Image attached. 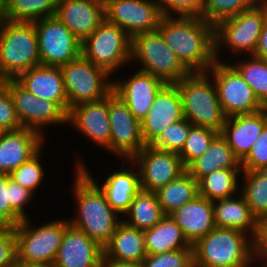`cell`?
I'll use <instances>...</instances> for the list:
<instances>
[{
  "mask_svg": "<svg viewBox=\"0 0 267 267\" xmlns=\"http://www.w3.org/2000/svg\"><path fill=\"white\" fill-rule=\"evenodd\" d=\"M157 30L191 72H206L215 63L214 25L203 18L163 16Z\"/></svg>",
  "mask_w": 267,
  "mask_h": 267,
  "instance_id": "1",
  "label": "cell"
},
{
  "mask_svg": "<svg viewBox=\"0 0 267 267\" xmlns=\"http://www.w3.org/2000/svg\"><path fill=\"white\" fill-rule=\"evenodd\" d=\"M73 170L71 191L76 210L69 222L103 248L122 218L112 209L101 189L80 168Z\"/></svg>",
  "mask_w": 267,
  "mask_h": 267,
  "instance_id": "2",
  "label": "cell"
},
{
  "mask_svg": "<svg viewBox=\"0 0 267 267\" xmlns=\"http://www.w3.org/2000/svg\"><path fill=\"white\" fill-rule=\"evenodd\" d=\"M193 249V267H256L252 238L236 229L215 227Z\"/></svg>",
  "mask_w": 267,
  "mask_h": 267,
  "instance_id": "3",
  "label": "cell"
},
{
  "mask_svg": "<svg viewBox=\"0 0 267 267\" xmlns=\"http://www.w3.org/2000/svg\"><path fill=\"white\" fill-rule=\"evenodd\" d=\"M266 20L267 0H260L251 9L219 21L214 26L215 59L226 62L224 55L222 58V53H225L226 49L228 55L233 52V58L243 54L254 55Z\"/></svg>",
  "mask_w": 267,
  "mask_h": 267,
  "instance_id": "4",
  "label": "cell"
},
{
  "mask_svg": "<svg viewBox=\"0 0 267 267\" xmlns=\"http://www.w3.org/2000/svg\"><path fill=\"white\" fill-rule=\"evenodd\" d=\"M182 100L184 118L195 126L221 133L225 123L215 82L206 72H191L175 83Z\"/></svg>",
  "mask_w": 267,
  "mask_h": 267,
  "instance_id": "5",
  "label": "cell"
},
{
  "mask_svg": "<svg viewBox=\"0 0 267 267\" xmlns=\"http://www.w3.org/2000/svg\"><path fill=\"white\" fill-rule=\"evenodd\" d=\"M41 65L38 37L33 22L4 20L0 23V81L16 79Z\"/></svg>",
  "mask_w": 267,
  "mask_h": 267,
  "instance_id": "6",
  "label": "cell"
},
{
  "mask_svg": "<svg viewBox=\"0 0 267 267\" xmlns=\"http://www.w3.org/2000/svg\"><path fill=\"white\" fill-rule=\"evenodd\" d=\"M131 63H138V70L150 73L166 84H175L191 73L158 30L139 33L132 38Z\"/></svg>",
  "mask_w": 267,
  "mask_h": 267,
  "instance_id": "7",
  "label": "cell"
},
{
  "mask_svg": "<svg viewBox=\"0 0 267 267\" xmlns=\"http://www.w3.org/2000/svg\"><path fill=\"white\" fill-rule=\"evenodd\" d=\"M33 224L31 218L23 219L15 226L17 237L18 262L54 263L58 249L62 243L69 219L46 221Z\"/></svg>",
  "mask_w": 267,
  "mask_h": 267,
  "instance_id": "8",
  "label": "cell"
},
{
  "mask_svg": "<svg viewBox=\"0 0 267 267\" xmlns=\"http://www.w3.org/2000/svg\"><path fill=\"white\" fill-rule=\"evenodd\" d=\"M131 46L132 38L123 29L104 19L82 42V54L96 67L114 76L125 65L131 66Z\"/></svg>",
  "mask_w": 267,
  "mask_h": 267,
  "instance_id": "9",
  "label": "cell"
},
{
  "mask_svg": "<svg viewBox=\"0 0 267 267\" xmlns=\"http://www.w3.org/2000/svg\"><path fill=\"white\" fill-rule=\"evenodd\" d=\"M69 110L105 98L113 91V77L83 54L60 66ZM112 77V78H111Z\"/></svg>",
  "mask_w": 267,
  "mask_h": 267,
  "instance_id": "10",
  "label": "cell"
},
{
  "mask_svg": "<svg viewBox=\"0 0 267 267\" xmlns=\"http://www.w3.org/2000/svg\"><path fill=\"white\" fill-rule=\"evenodd\" d=\"M207 72L216 84L219 102L226 117L252 114L266 108L258 100L250 85L229 62L216 60Z\"/></svg>",
  "mask_w": 267,
  "mask_h": 267,
  "instance_id": "11",
  "label": "cell"
},
{
  "mask_svg": "<svg viewBox=\"0 0 267 267\" xmlns=\"http://www.w3.org/2000/svg\"><path fill=\"white\" fill-rule=\"evenodd\" d=\"M3 82L9 88L22 128L32 129L45 137L47 135L44 131L49 126H67L68 115L55 102L35 96L15 79Z\"/></svg>",
  "mask_w": 267,
  "mask_h": 267,
  "instance_id": "12",
  "label": "cell"
},
{
  "mask_svg": "<svg viewBox=\"0 0 267 267\" xmlns=\"http://www.w3.org/2000/svg\"><path fill=\"white\" fill-rule=\"evenodd\" d=\"M41 65L62 66L82 54L80 41L56 16L33 21Z\"/></svg>",
  "mask_w": 267,
  "mask_h": 267,
  "instance_id": "13",
  "label": "cell"
},
{
  "mask_svg": "<svg viewBox=\"0 0 267 267\" xmlns=\"http://www.w3.org/2000/svg\"><path fill=\"white\" fill-rule=\"evenodd\" d=\"M108 116L111 126L110 154L117 160H131L144 147L141 123L127 104L112 91L108 95Z\"/></svg>",
  "mask_w": 267,
  "mask_h": 267,
  "instance_id": "14",
  "label": "cell"
},
{
  "mask_svg": "<svg viewBox=\"0 0 267 267\" xmlns=\"http://www.w3.org/2000/svg\"><path fill=\"white\" fill-rule=\"evenodd\" d=\"M105 20L123 29L131 38L156 31L163 17L157 0H106Z\"/></svg>",
  "mask_w": 267,
  "mask_h": 267,
  "instance_id": "15",
  "label": "cell"
},
{
  "mask_svg": "<svg viewBox=\"0 0 267 267\" xmlns=\"http://www.w3.org/2000/svg\"><path fill=\"white\" fill-rule=\"evenodd\" d=\"M77 159L74 169L80 168L105 194L112 209L123 217L131 205L133 197L141 190L139 170L136 165L131 160H122V167L117 170L114 168V171L106 175L107 177L104 176L105 178L101 182L99 177L94 178L84 160ZM125 163L127 164L125 165Z\"/></svg>",
  "mask_w": 267,
  "mask_h": 267,
  "instance_id": "16",
  "label": "cell"
},
{
  "mask_svg": "<svg viewBox=\"0 0 267 267\" xmlns=\"http://www.w3.org/2000/svg\"><path fill=\"white\" fill-rule=\"evenodd\" d=\"M131 161L139 170L140 188L156 192L182 174L186 168L175 152L145 146Z\"/></svg>",
  "mask_w": 267,
  "mask_h": 267,
  "instance_id": "17",
  "label": "cell"
},
{
  "mask_svg": "<svg viewBox=\"0 0 267 267\" xmlns=\"http://www.w3.org/2000/svg\"><path fill=\"white\" fill-rule=\"evenodd\" d=\"M67 126L74 128L110 153L111 126L108 116V96L101 100L79 104L69 110Z\"/></svg>",
  "mask_w": 267,
  "mask_h": 267,
  "instance_id": "18",
  "label": "cell"
},
{
  "mask_svg": "<svg viewBox=\"0 0 267 267\" xmlns=\"http://www.w3.org/2000/svg\"><path fill=\"white\" fill-rule=\"evenodd\" d=\"M128 78H113V91L140 122L148 114L158 92L166 85L156 76L136 69Z\"/></svg>",
  "mask_w": 267,
  "mask_h": 267,
  "instance_id": "19",
  "label": "cell"
},
{
  "mask_svg": "<svg viewBox=\"0 0 267 267\" xmlns=\"http://www.w3.org/2000/svg\"><path fill=\"white\" fill-rule=\"evenodd\" d=\"M184 119L182 100L175 84H166L156 95L141 123L145 146H150L169 125Z\"/></svg>",
  "mask_w": 267,
  "mask_h": 267,
  "instance_id": "20",
  "label": "cell"
},
{
  "mask_svg": "<svg viewBox=\"0 0 267 267\" xmlns=\"http://www.w3.org/2000/svg\"><path fill=\"white\" fill-rule=\"evenodd\" d=\"M45 139L40 133L22 128L0 135V174L9 175L21 164L29 161L43 147Z\"/></svg>",
  "mask_w": 267,
  "mask_h": 267,
  "instance_id": "21",
  "label": "cell"
},
{
  "mask_svg": "<svg viewBox=\"0 0 267 267\" xmlns=\"http://www.w3.org/2000/svg\"><path fill=\"white\" fill-rule=\"evenodd\" d=\"M55 16L83 42L104 21V2L101 0H58Z\"/></svg>",
  "mask_w": 267,
  "mask_h": 267,
  "instance_id": "22",
  "label": "cell"
},
{
  "mask_svg": "<svg viewBox=\"0 0 267 267\" xmlns=\"http://www.w3.org/2000/svg\"><path fill=\"white\" fill-rule=\"evenodd\" d=\"M103 248L69 224L54 260L56 267H101Z\"/></svg>",
  "mask_w": 267,
  "mask_h": 267,
  "instance_id": "23",
  "label": "cell"
},
{
  "mask_svg": "<svg viewBox=\"0 0 267 267\" xmlns=\"http://www.w3.org/2000/svg\"><path fill=\"white\" fill-rule=\"evenodd\" d=\"M266 125L267 107L252 114L226 117L220 134L225 138L235 157L242 162Z\"/></svg>",
  "mask_w": 267,
  "mask_h": 267,
  "instance_id": "24",
  "label": "cell"
},
{
  "mask_svg": "<svg viewBox=\"0 0 267 267\" xmlns=\"http://www.w3.org/2000/svg\"><path fill=\"white\" fill-rule=\"evenodd\" d=\"M15 80L35 96L55 102L68 115V99L59 66H35Z\"/></svg>",
  "mask_w": 267,
  "mask_h": 267,
  "instance_id": "25",
  "label": "cell"
},
{
  "mask_svg": "<svg viewBox=\"0 0 267 267\" xmlns=\"http://www.w3.org/2000/svg\"><path fill=\"white\" fill-rule=\"evenodd\" d=\"M191 245L205 237L216 225L213 201L196 196L170 214Z\"/></svg>",
  "mask_w": 267,
  "mask_h": 267,
  "instance_id": "26",
  "label": "cell"
},
{
  "mask_svg": "<svg viewBox=\"0 0 267 267\" xmlns=\"http://www.w3.org/2000/svg\"><path fill=\"white\" fill-rule=\"evenodd\" d=\"M213 208L216 227L240 230L254 238L257 218L241 193L231 198L213 201Z\"/></svg>",
  "mask_w": 267,
  "mask_h": 267,
  "instance_id": "27",
  "label": "cell"
},
{
  "mask_svg": "<svg viewBox=\"0 0 267 267\" xmlns=\"http://www.w3.org/2000/svg\"><path fill=\"white\" fill-rule=\"evenodd\" d=\"M103 256L119 261L142 263L147 256L143 231L121 221L110 241L103 247Z\"/></svg>",
  "mask_w": 267,
  "mask_h": 267,
  "instance_id": "28",
  "label": "cell"
},
{
  "mask_svg": "<svg viewBox=\"0 0 267 267\" xmlns=\"http://www.w3.org/2000/svg\"><path fill=\"white\" fill-rule=\"evenodd\" d=\"M220 169H242L225 138L219 133L206 152L193 160L186 171L199 181L202 177Z\"/></svg>",
  "mask_w": 267,
  "mask_h": 267,
  "instance_id": "29",
  "label": "cell"
},
{
  "mask_svg": "<svg viewBox=\"0 0 267 267\" xmlns=\"http://www.w3.org/2000/svg\"><path fill=\"white\" fill-rule=\"evenodd\" d=\"M143 233L147 255L192 249V245L186 239L182 229L170 215H165L159 223Z\"/></svg>",
  "mask_w": 267,
  "mask_h": 267,
  "instance_id": "30",
  "label": "cell"
},
{
  "mask_svg": "<svg viewBox=\"0 0 267 267\" xmlns=\"http://www.w3.org/2000/svg\"><path fill=\"white\" fill-rule=\"evenodd\" d=\"M164 216L156 192L141 189L133 197L122 221L131 227L145 231L159 223Z\"/></svg>",
  "mask_w": 267,
  "mask_h": 267,
  "instance_id": "31",
  "label": "cell"
},
{
  "mask_svg": "<svg viewBox=\"0 0 267 267\" xmlns=\"http://www.w3.org/2000/svg\"><path fill=\"white\" fill-rule=\"evenodd\" d=\"M241 175L242 169L214 171L198 181V194L211 201L236 196L240 193Z\"/></svg>",
  "mask_w": 267,
  "mask_h": 267,
  "instance_id": "32",
  "label": "cell"
},
{
  "mask_svg": "<svg viewBox=\"0 0 267 267\" xmlns=\"http://www.w3.org/2000/svg\"><path fill=\"white\" fill-rule=\"evenodd\" d=\"M156 195L164 214L170 215L199 195L198 181L185 170L176 179L159 188Z\"/></svg>",
  "mask_w": 267,
  "mask_h": 267,
  "instance_id": "33",
  "label": "cell"
},
{
  "mask_svg": "<svg viewBox=\"0 0 267 267\" xmlns=\"http://www.w3.org/2000/svg\"><path fill=\"white\" fill-rule=\"evenodd\" d=\"M227 59L250 85L258 100L267 107V62L253 55L238 56V59L229 55Z\"/></svg>",
  "mask_w": 267,
  "mask_h": 267,
  "instance_id": "34",
  "label": "cell"
},
{
  "mask_svg": "<svg viewBox=\"0 0 267 267\" xmlns=\"http://www.w3.org/2000/svg\"><path fill=\"white\" fill-rule=\"evenodd\" d=\"M240 193L258 219L267 215V170H242Z\"/></svg>",
  "mask_w": 267,
  "mask_h": 267,
  "instance_id": "35",
  "label": "cell"
},
{
  "mask_svg": "<svg viewBox=\"0 0 267 267\" xmlns=\"http://www.w3.org/2000/svg\"><path fill=\"white\" fill-rule=\"evenodd\" d=\"M58 0H5V20L33 22L54 17Z\"/></svg>",
  "mask_w": 267,
  "mask_h": 267,
  "instance_id": "36",
  "label": "cell"
},
{
  "mask_svg": "<svg viewBox=\"0 0 267 267\" xmlns=\"http://www.w3.org/2000/svg\"><path fill=\"white\" fill-rule=\"evenodd\" d=\"M260 0H203L202 17L214 26L221 20L251 9Z\"/></svg>",
  "mask_w": 267,
  "mask_h": 267,
  "instance_id": "37",
  "label": "cell"
},
{
  "mask_svg": "<svg viewBox=\"0 0 267 267\" xmlns=\"http://www.w3.org/2000/svg\"><path fill=\"white\" fill-rule=\"evenodd\" d=\"M44 147L29 161L21 164L17 169L13 170L9 176L16 183H19L22 187L31 191L35 196L36 190L43 184V181L46 178L44 165L42 164L43 160L42 153Z\"/></svg>",
  "mask_w": 267,
  "mask_h": 267,
  "instance_id": "38",
  "label": "cell"
},
{
  "mask_svg": "<svg viewBox=\"0 0 267 267\" xmlns=\"http://www.w3.org/2000/svg\"><path fill=\"white\" fill-rule=\"evenodd\" d=\"M218 134L212 129L193 125L182 151L178 154L184 167L186 168L193 160L203 155Z\"/></svg>",
  "mask_w": 267,
  "mask_h": 267,
  "instance_id": "39",
  "label": "cell"
},
{
  "mask_svg": "<svg viewBox=\"0 0 267 267\" xmlns=\"http://www.w3.org/2000/svg\"><path fill=\"white\" fill-rule=\"evenodd\" d=\"M192 126L193 124L185 118L171 124L161 132V135L150 146L179 154Z\"/></svg>",
  "mask_w": 267,
  "mask_h": 267,
  "instance_id": "40",
  "label": "cell"
},
{
  "mask_svg": "<svg viewBox=\"0 0 267 267\" xmlns=\"http://www.w3.org/2000/svg\"><path fill=\"white\" fill-rule=\"evenodd\" d=\"M142 265L143 267H193V249L147 255Z\"/></svg>",
  "mask_w": 267,
  "mask_h": 267,
  "instance_id": "41",
  "label": "cell"
},
{
  "mask_svg": "<svg viewBox=\"0 0 267 267\" xmlns=\"http://www.w3.org/2000/svg\"><path fill=\"white\" fill-rule=\"evenodd\" d=\"M163 16L202 17L203 0H157Z\"/></svg>",
  "mask_w": 267,
  "mask_h": 267,
  "instance_id": "42",
  "label": "cell"
},
{
  "mask_svg": "<svg viewBox=\"0 0 267 267\" xmlns=\"http://www.w3.org/2000/svg\"><path fill=\"white\" fill-rule=\"evenodd\" d=\"M0 129L2 132L22 129L9 88L3 81L0 82Z\"/></svg>",
  "mask_w": 267,
  "mask_h": 267,
  "instance_id": "43",
  "label": "cell"
},
{
  "mask_svg": "<svg viewBox=\"0 0 267 267\" xmlns=\"http://www.w3.org/2000/svg\"><path fill=\"white\" fill-rule=\"evenodd\" d=\"M18 262L15 227L0 226V267H15Z\"/></svg>",
  "mask_w": 267,
  "mask_h": 267,
  "instance_id": "44",
  "label": "cell"
},
{
  "mask_svg": "<svg viewBox=\"0 0 267 267\" xmlns=\"http://www.w3.org/2000/svg\"><path fill=\"white\" fill-rule=\"evenodd\" d=\"M242 170H267V125L252 145L249 154L241 162Z\"/></svg>",
  "mask_w": 267,
  "mask_h": 267,
  "instance_id": "45",
  "label": "cell"
},
{
  "mask_svg": "<svg viewBox=\"0 0 267 267\" xmlns=\"http://www.w3.org/2000/svg\"><path fill=\"white\" fill-rule=\"evenodd\" d=\"M22 220L10 205L9 175L0 174V226L15 227Z\"/></svg>",
  "mask_w": 267,
  "mask_h": 267,
  "instance_id": "46",
  "label": "cell"
},
{
  "mask_svg": "<svg viewBox=\"0 0 267 267\" xmlns=\"http://www.w3.org/2000/svg\"><path fill=\"white\" fill-rule=\"evenodd\" d=\"M9 195H10V205L11 207L23 218L28 219L29 214L26 208L33 202L34 194L22 187L19 183H16L9 176ZM27 206V207H26Z\"/></svg>",
  "mask_w": 267,
  "mask_h": 267,
  "instance_id": "47",
  "label": "cell"
},
{
  "mask_svg": "<svg viewBox=\"0 0 267 267\" xmlns=\"http://www.w3.org/2000/svg\"><path fill=\"white\" fill-rule=\"evenodd\" d=\"M252 241L255 265L267 267V215L257 219L256 234Z\"/></svg>",
  "mask_w": 267,
  "mask_h": 267,
  "instance_id": "48",
  "label": "cell"
},
{
  "mask_svg": "<svg viewBox=\"0 0 267 267\" xmlns=\"http://www.w3.org/2000/svg\"><path fill=\"white\" fill-rule=\"evenodd\" d=\"M253 56L267 62V20L262 28L257 48Z\"/></svg>",
  "mask_w": 267,
  "mask_h": 267,
  "instance_id": "49",
  "label": "cell"
},
{
  "mask_svg": "<svg viewBox=\"0 0 267 267\" xmlns=\"http://www.w3.org/2000/svg\"><path fill=\"white\" fill-rule=\"evenodd\" d=\"M101 267H143L142 263L119 261L102 256Z\"/></svg>",
  "mask_w": 267,
  "mask_h": 267,
  "instance_id": "50",
  "label": "cell"
},
{
  "mask_svg": "<svg viewBox=\"0 0 267 267\" xmlns=\"http://www.w3.org/2000/svg\"><path fill=\"white\" fill-rule=\"evenodd\" d=\"M17 267H56L54 263L37 262V263H26L17 262Z\"/></svg>",
  "mask_w": 267,
  "mask_h": 267,
  "instance_id": "51",
  "label": "cell"
},
{
  "mask_svg": "<svg viewBox=\"0 0 267 267\" xmlns=\"http://www.w3.org/2000/svg\"><path fill=\"white\" fill-rule=\"evenodd\" d=\"M5 20V0H0V23Z\"/></svg>",
  "mask_w": 267,
  "mask_h": 267,
  "instance_id": "52",
  "label": "cell"
}]
</instances>
